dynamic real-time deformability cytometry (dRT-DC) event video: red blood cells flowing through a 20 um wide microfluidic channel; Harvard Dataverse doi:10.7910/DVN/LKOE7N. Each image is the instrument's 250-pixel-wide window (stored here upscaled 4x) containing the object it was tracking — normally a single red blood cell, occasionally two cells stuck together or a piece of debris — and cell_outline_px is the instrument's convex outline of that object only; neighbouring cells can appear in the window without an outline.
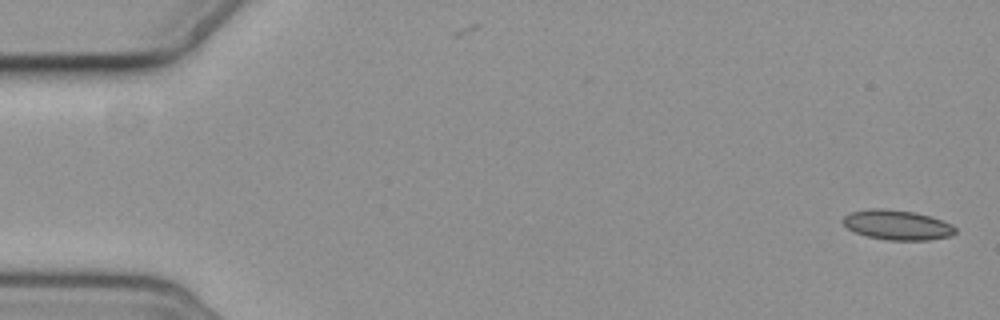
{"species": "common noctule bat (a hibernating species)", "species_latin": "Nyctalus noctula", "temperature_condition": "cold", "stored_images_in_passage": 7, "segment_of_instrument_passage": [1, 2], "camera_frame_rate_fps": 3000, "um_per_image_px": 0.085, "animal": {"sex": "female", "body_mass_g": 19.3, "forearm_length_mm": 54.1}, "frame": {"image": 1, "passage_image": 1, "time_ms": 0.0, "image_size_px": [1000, 320], "cell_outline_px": [[956, 232], [952, 236], [928, 240], [888, 240], [868, 236], [856, 232], [848, 228], [840, 220], [844, 216], [852, 212], [868, 208], [884, 208], [912, 212], [932, 216], [952, 224], [956, 228]], "centroid_in_image_um": [76.28, 19.11], "position_along_channel_um": 8.7, "area_um2": 19.59}}
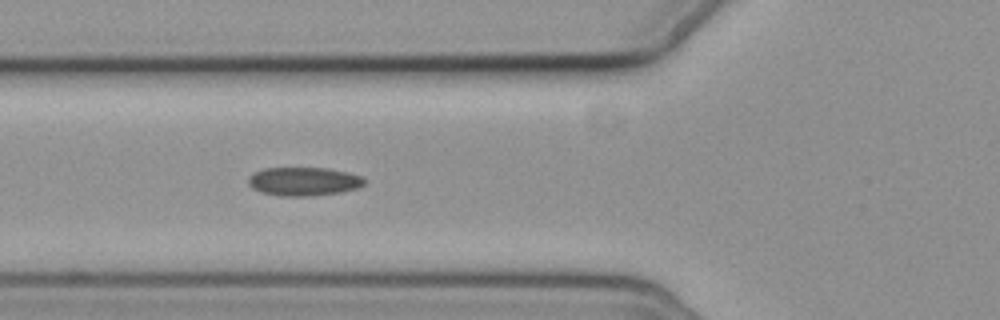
{"frame": {"image": 2, "passage_image": 6, "time_ms": 6.667, "image_size_px": [1000, 320], "cell_outline_px": [[368, 180], [360, 188], [340, 192], [312, 196], [280, 196], [260, 192], [252, 188], [248, 184], [248, 176], [252, 172], [264, 168], [328, 168], [348, 172], [364, 176]], "centroid_in_image_um": [25.84, 15.42], "position_along_channel_um": 100.0, "area_um2": 19.77}}